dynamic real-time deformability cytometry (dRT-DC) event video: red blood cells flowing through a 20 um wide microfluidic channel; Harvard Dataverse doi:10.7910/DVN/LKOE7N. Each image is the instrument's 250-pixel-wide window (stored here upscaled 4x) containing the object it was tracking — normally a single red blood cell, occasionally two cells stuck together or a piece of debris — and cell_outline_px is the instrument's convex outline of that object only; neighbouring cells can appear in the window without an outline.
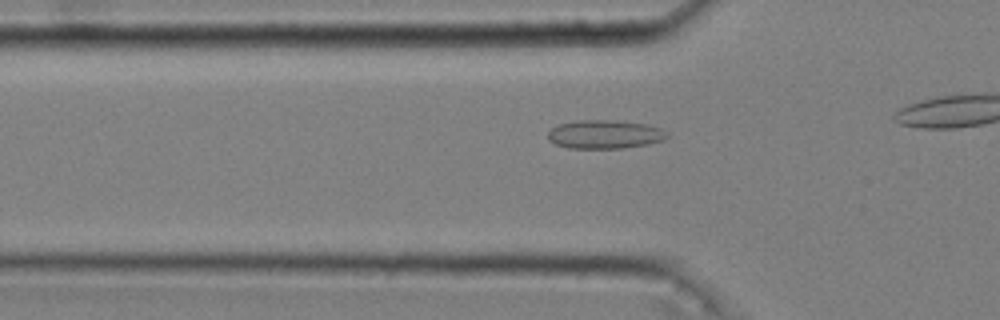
{"species": "common noctule bat (a hibernating species)", "species_latin": "Nyctalus noctula", "temperature_condition": "cold", "stored_images_in_passage": 14, "camera_frame_rate_fps": 3000, "um_per_image_px": 0.085, "animal": {"sex": "male", "body_mass_g": 20.4}, "frame": {"image": 1, "passage_image": 8, "time_ms": 2.333, "image_size_px": [1000, 320], "cell_outline_px": [[668, 136], [664, 140], [648, 144], [624, 148], [568, 148], [556, 144], [548, 140], [548, 132], [556, 124], [576, 120], [616, 120], [648, 124], [660, 128], [668, 132]], "centroid_in_image_um": [51.41, 11.41], "position_along_channel_um": 74.4, "area_um2": 20.11}}
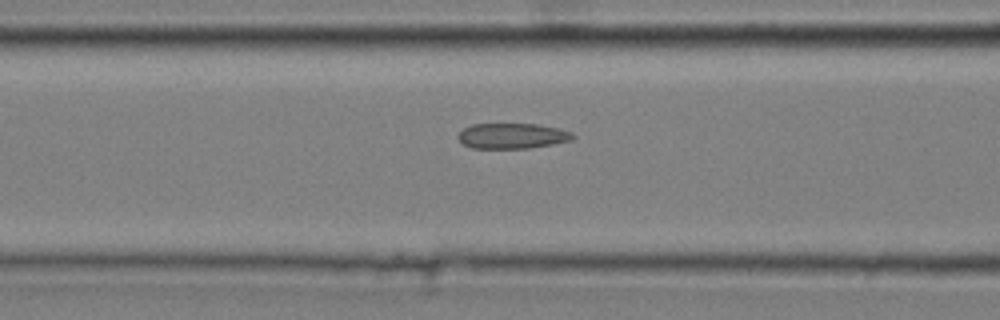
{"frame": {"image": 2, "passage_image": 12, "time_ms": 3.667, "image_size_px": [1000, 320], "cell_outline_px": [[576, 136], [572, 140], [552, 144], [528, 148], [472, 148], [464, 144], [456, 136], [464, 128], [472, 124], [536, 124], [556, 128], [572, 132]], "centroid_in_image_um": [43.54, 11.55], "position_along_channel_um": 123.1, "area_um2": 16.88}}